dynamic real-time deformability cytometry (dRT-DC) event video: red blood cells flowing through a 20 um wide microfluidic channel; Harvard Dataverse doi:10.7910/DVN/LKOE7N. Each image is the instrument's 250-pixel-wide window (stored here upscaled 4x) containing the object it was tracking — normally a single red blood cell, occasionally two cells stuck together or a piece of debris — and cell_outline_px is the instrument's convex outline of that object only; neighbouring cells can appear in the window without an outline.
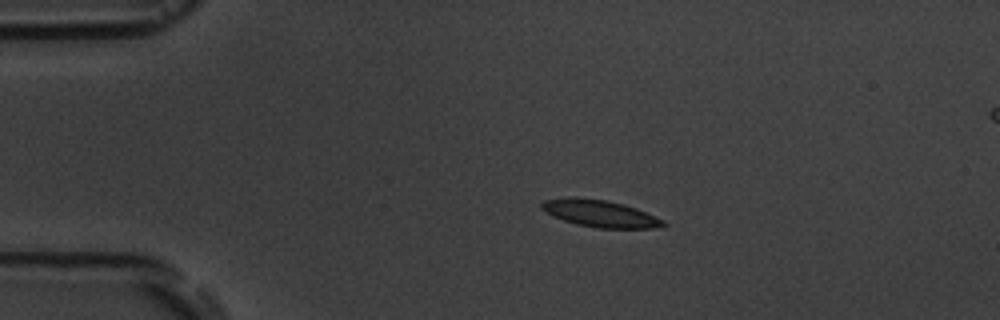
{"species": "common noctule bat (a hibernating species)", "species_latin": "Nyctalus noctula", "temperature_condition": "room temperature", "stored_images_in_passage": 5, "camera_frame_rate_fps": 3000, "um_per_image_px": 0.085, "animal": {"sex": "male", "body_mass_g": 19.5, "forearm_length_mm": 54.6}, "frame": {"image": 1, "passage_image": 1, "time_ms": 0.0, "image_size_px": [1000, 320], "cell_outline_px": [[668, 224], [652, 228], [596, 228], [576, 224], [552, 216], [540, 208], [540, 204], [544, 200], [568, 196], [572, 196], [608, 200], [624, 204], [636, 208], [664, 220]], "centroid_in_image_um": [50.96, 18.13], "position_along_channel_um": 34.0, "area_um2": 19.31}}
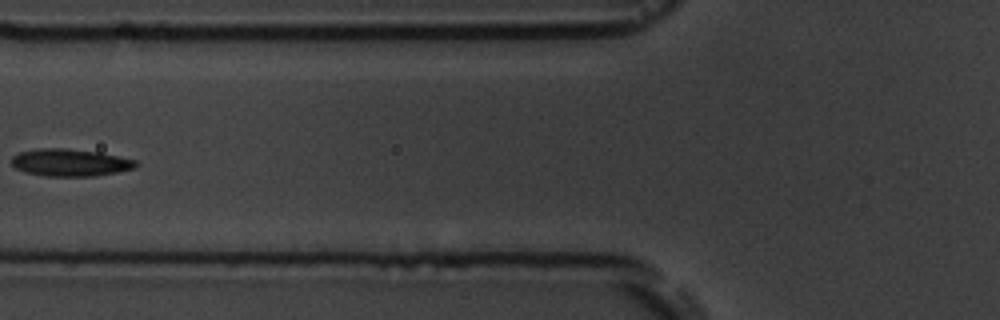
{"frame": {"image": 2, "passage_image": 4, "time_ms": 3.667, "image_size_px": [1000, 320], "cell_outline_px": [[140, 164], [136, 168], [96, 176], [44, 176], [24, 172], [16, 168], [12, 164], [12, 156], [20, 152], [36, 148], [64, 148], [100, 152], [136, 160]], "centroid_in_image_um": [5.98, 13.81], "position_along_channel_um": 119.8, "area_um2": 19.94}}
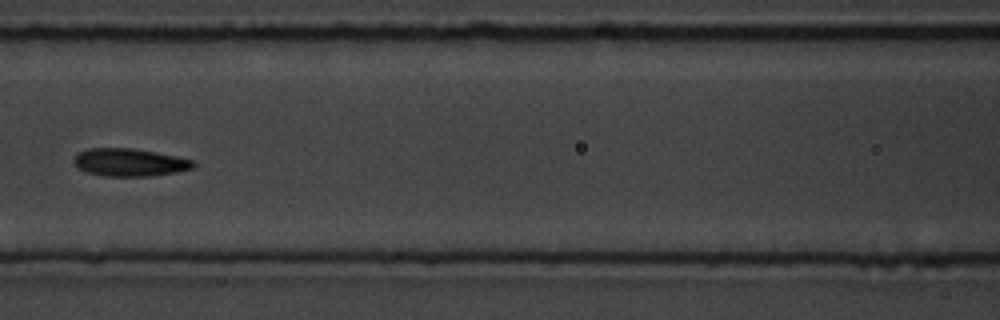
{"frame": {"image": 3, "passage_image": 5, "time_ms": 4.667, "image_size_px": [1000, 320], "cell_outline_px": [[196, 164], [192, 168], [176, 172], [152, 176], [104, 176], [84, 172], [72, 160], [80, 152], [88, 148], [132, 148], [156, 152], [196, 160]], "centroid_in_image_um": [11.04, 13.8], "position_along_channel_um": 155.6, "area_um2": 19.36}}